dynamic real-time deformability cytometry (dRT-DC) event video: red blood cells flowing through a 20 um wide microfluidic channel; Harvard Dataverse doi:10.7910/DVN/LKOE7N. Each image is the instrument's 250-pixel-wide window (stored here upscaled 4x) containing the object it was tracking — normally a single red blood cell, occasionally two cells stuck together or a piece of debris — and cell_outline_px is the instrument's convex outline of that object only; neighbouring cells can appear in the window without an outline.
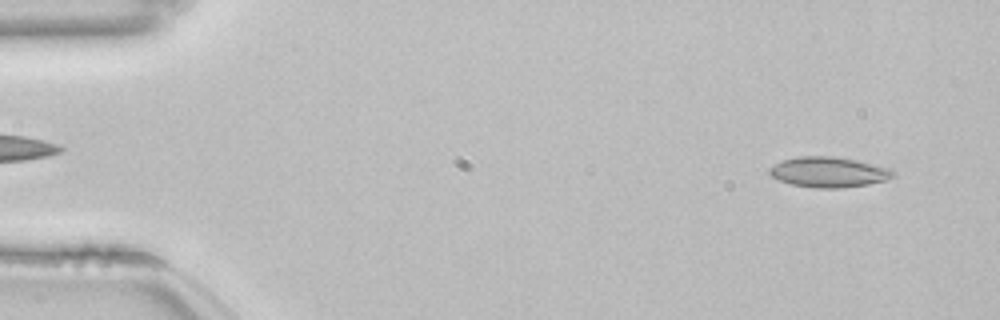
{"species": "common noctule bat (a hibernating species)", "species_latin": "Nyctalus noctula", "temperature_condition": "room temperature", "stored_images_in_passage": 52, "camera_frame_rate_fps": 3000, "um_per_image_px": 0.085, "animal": {"sex": "female", "body_mass_g": 22.7, "forearm_length_mm": 54.2}, "frame": {"image": 1, "passage_image": 3, "time_ms": 0.667, "image_size_px": [1000, 320], "cell_outline_px": [[896, 172], [892, 176], [884, 180], [868, 184], [840, 188], [816, 188], [792, 184], [780, 180], [772, 176], [768, 172], [768, 168], [784, 160], [796, 156], [832, 156], [856, 160], [892, 168]], "centroid_in_image_um": [70.45, 14.62], "position_along_channel_um": 14.6, "area_um2": 21.73}}
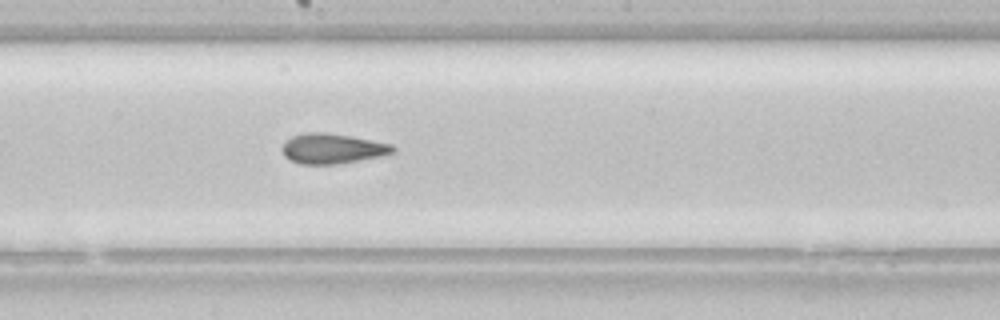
{"frame": {"image": 2, "passage_image": 28, "time_ms": 9.0, "image_size_px": [1000, 320], "cell_outline_px": [[396, 152], [380, 156], [336, 164], [300, 164], [284, 156], [280, 148], [284, 140], [292, 136], [304, 132], [324, 132], [352, 136], [392, 144], [396, 148]], "centroid_in_image_um": [28.22, 12.61], "position_along_channel_um": 220.0, "area_um2": 19.59}}
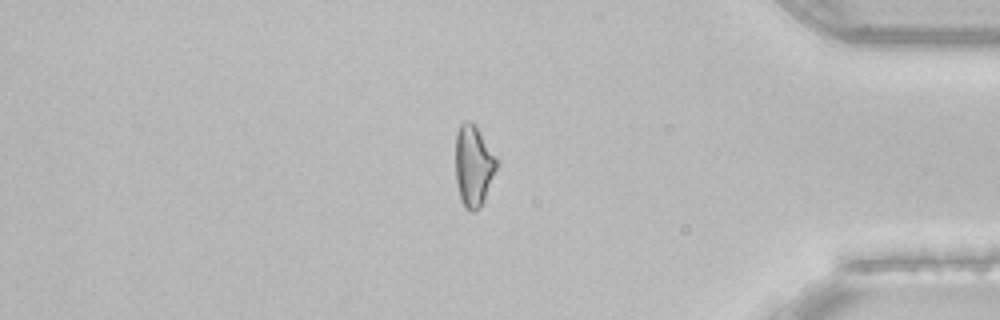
{"frame": {"image": 3, "passage_image": 44, "time_ms": 14.333, "image_size_px": [1000, 320], "cell_outline_px": [[496, 168], [484, 196], [480, 204], [472, 212], [464, 208], [460, 196], [456, 180], [456, 132], [460, 124], [464, 120], [468, 120], [476, 128], [496, 160]], "centroid_in_image_um": [40.18, 14.07], "position_along_channel_um": 395.0, "area_um2": 18.32}, "authors_computed_cell_mechanics": {"area_um2": 20.1144, "velocity_mm_per_s": 3.8508, "shape_relaxation_time_tau1_ms": null, "shape_relaxation_time_tau2_ms": 4.0952, "deformation_change_tau1": null, "deformation_change_tau2": 0.1062}}